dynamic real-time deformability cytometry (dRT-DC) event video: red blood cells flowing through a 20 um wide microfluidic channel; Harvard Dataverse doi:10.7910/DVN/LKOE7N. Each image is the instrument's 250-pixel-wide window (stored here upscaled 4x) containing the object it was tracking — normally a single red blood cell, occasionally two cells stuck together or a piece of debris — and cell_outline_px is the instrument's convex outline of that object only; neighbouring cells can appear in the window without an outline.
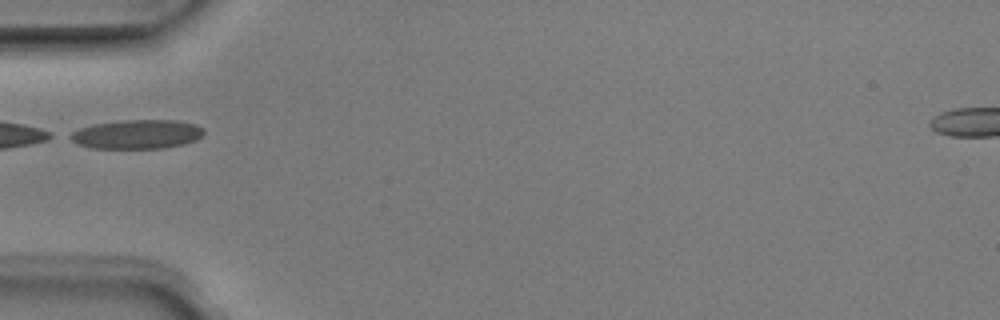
{"species": "Egyptian fruit bat (a non-hibernating species)", "species_latin": "Rousettus aegyptiacus", "temperature_condition": "room temperature", "stored_images_in_passage": 5, "camera_frame_rate_fps": 3000, "um_per_image_px": 0.085, "animal": {"sex": "male"}, "frame": {"image": 1, "passage_image": 4, "time_ms": 1.0, "image_size_px": [1000, 320], "cell_outline_px": [[204, 132], [196, 140], [184, 144], [164, 148], [92, 148], [80, 144], [64, 136], [80, 128], [92, 124], [124, 120], [176, 120], [196, 124], [204, 128]], "centroid_in_image_um": [11.64, 11.4], "position_along_channel_um": 73.4, "area_um2": 22.72}}
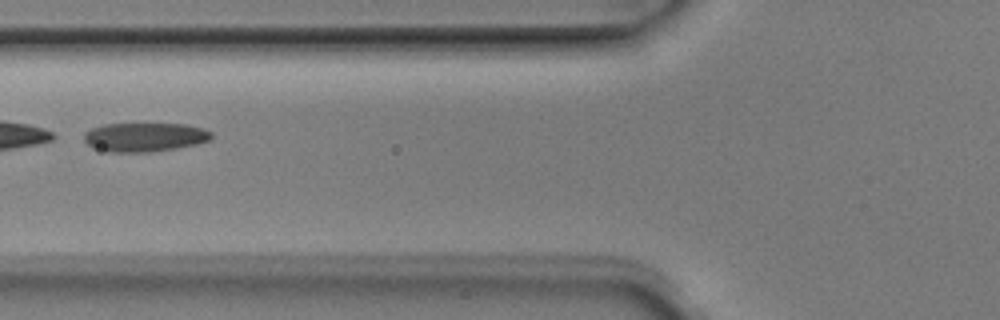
{"frame": {"image": 2, "passage_image": 5, "time_ms": 1.333, "image_size_px": [1000, 320], "cell_outline_px": [[212, 140], [196, 144], [176, 148], [152, 152], [108, 152], [92, 148], [84, 140], [84, 132], [92, 128], [104, 124], [188, 124], [204, 128], [212, 132]], "centroid_in_image_um": [12.31, 11.66], "position_along_channel_um": 113.5, "area_um2": 21.73}}